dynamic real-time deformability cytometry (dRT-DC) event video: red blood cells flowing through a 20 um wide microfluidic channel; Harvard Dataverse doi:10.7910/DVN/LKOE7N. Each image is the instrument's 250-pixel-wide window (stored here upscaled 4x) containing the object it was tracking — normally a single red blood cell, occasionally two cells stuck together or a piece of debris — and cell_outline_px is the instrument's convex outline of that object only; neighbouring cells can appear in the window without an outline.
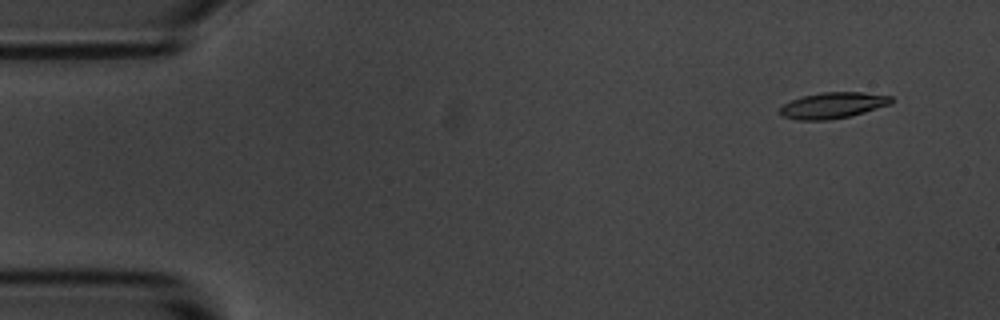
{"species": "common noctule bat (a hibernating species)", "species_latin": "Nyctalus noctula", "temperature_condition": "room temperature", "stored_images_in_passage": 5, "camera_frame_rate_fps": 3000, "um_per_image_px": 0.085, "animal": {"sex": "male", "body_mass_g": 20.1, "forearm_length_mm": 53.5}, "frame": {"image": 1, "passage_image": 2, "time_ms": 0.333, "image_size_px": [1000, 320], "cell_outline_px": [[892, 104], [864, 112], [848, 116], [828, 120], [800, 120], [784, 116], [780, 112], [780, 108], [784, 104], [800, 96], [820, 92], [860, 92], [892, 96]], "centroid_in_image_um": [70.81, 8.94], "position_along_channel_um": 14.2, "area_um2": 16.76}}
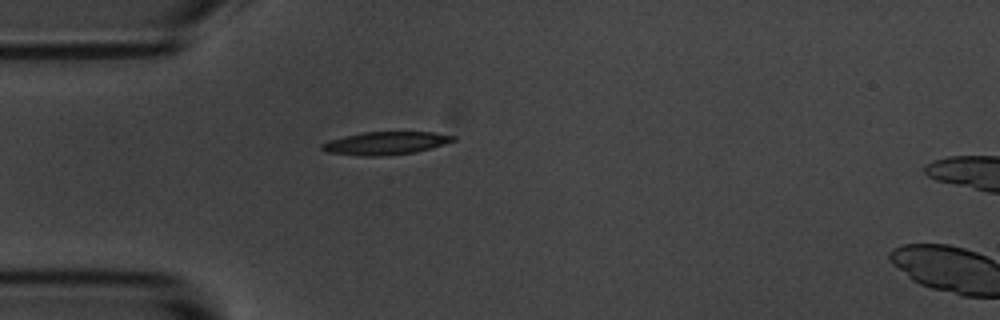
{"frame": {"image": 2, "passage_image": 5, "time_ms": 1.333, "image_size_px": [1000, 320], "cell_outline_px": [[456, 140], [432, 148], [416, 152], [380, 156], [360, 156], [324, 152], [320, 148], [320, 144], [344, 136], [364, 132], [436, 132], [456, 136]], "centroid_in_image_um": [32.78, 12.17], "position_along_channel_um": 52.2, "area_um2": 17.63}}